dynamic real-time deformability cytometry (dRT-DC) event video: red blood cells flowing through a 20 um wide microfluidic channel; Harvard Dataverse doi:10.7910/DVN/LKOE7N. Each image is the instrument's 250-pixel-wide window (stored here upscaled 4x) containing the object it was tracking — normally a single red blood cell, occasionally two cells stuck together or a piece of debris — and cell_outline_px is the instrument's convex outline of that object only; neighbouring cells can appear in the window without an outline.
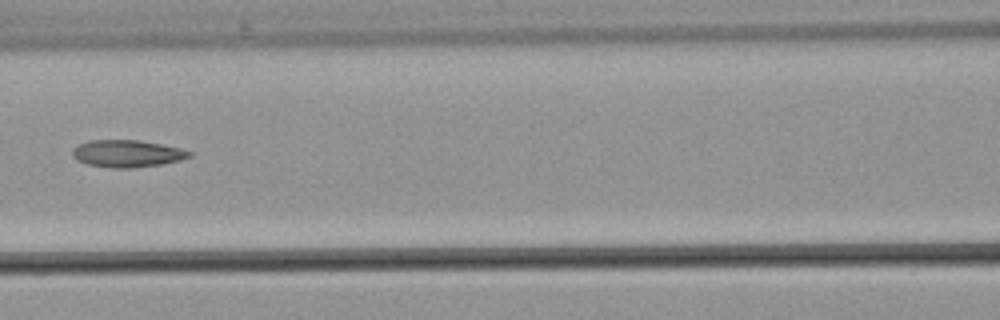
{"species": "common noctule bat (a hibernating species)", "species_latin": "Nyctalus noctula", "temperature_condition": "warm", "stored_images_in_passage": 5, "camera_frame_rate_fps": 3000, "um_per_image_px": 0.085, "animal": {"sex": "male", "body_mass_g": 21.5, "forearm_length_mm": 52.0}, "frame": {"image": 1, "passage_image": 5, "time_ms": 5.333, "image_size_px": [1000, 320], "cell_outline_px": [[192, 156], [180, 160], [160, 164], [132, 168], [112, 168], [88, 164], [76, 160], [72, 156], [72, 148], [88, 140], [140, 140], [180, 148], [192, 152]], "centroid_in_image_um": [10.78, 13.05], "position_along_channel_um": 155.8, "area_um2": 18.5}}